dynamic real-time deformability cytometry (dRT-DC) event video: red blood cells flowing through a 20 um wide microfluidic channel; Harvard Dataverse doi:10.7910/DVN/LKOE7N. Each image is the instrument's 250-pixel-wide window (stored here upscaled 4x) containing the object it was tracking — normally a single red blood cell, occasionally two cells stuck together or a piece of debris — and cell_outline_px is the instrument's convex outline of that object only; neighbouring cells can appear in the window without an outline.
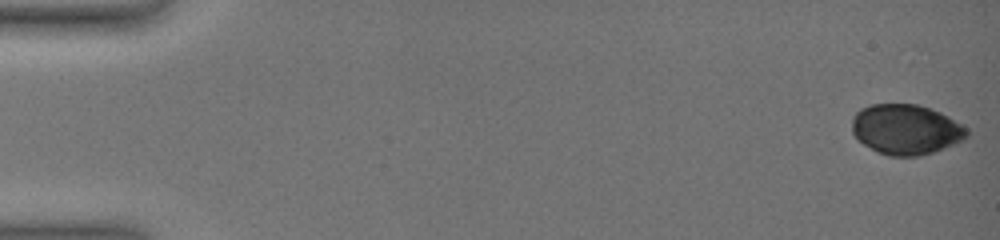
{"species": "common noctule bat (a hibernating species)", "species_latin": "Nyctalus noctula", "temperature_condition": "warm", "stored_images_in_passage": 16, "camera_frame_rate_fps": 3000, "um_per_image_px": 0.085, "animal": {"sex": "female", "body_mass_g": 19.0, "forearm_length_mm": 51.5}, "frame": {"image": 1, "passage_image": 1, "time_ms": 0.0, "image_size_px": [1000, 240], "cell_outline_px": [[968, 136], [964, 140], [944, 148], [920, 156], [888, 156], [876, 152], [856, 140], [852, 132], [852, 116], [860, 108], [872, 104], [916, 104], [940, 112], [948, 116], [968, 128]], "centroid_in_image_um": [76.97, 11.01], "position_along_channel_um": 8.0, "area_um2": 33.93}}
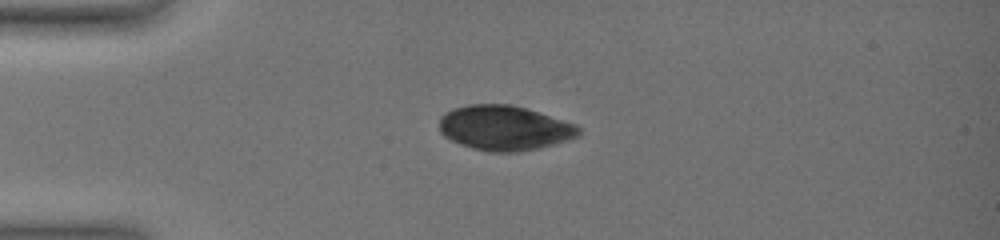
{"frame": {"image": 2, "passage_image": 11, "time_ms": 4.667, "image_size_px": [1000, 240], "cell_outline_px": [[580, 136], [540, 148], [520, 152], [488, 152], [472, 148], [460, 144], [444, 136], [440, 132], [440, 116], [444, 112], [452, 108], [468, 104], [512, 104], [528, 108], [576, 124], [580, 128]], "centroid_in_image_um": [42.88, 10.87], "position_along_channel_um": 42.1, "area_um2": 36.82}}